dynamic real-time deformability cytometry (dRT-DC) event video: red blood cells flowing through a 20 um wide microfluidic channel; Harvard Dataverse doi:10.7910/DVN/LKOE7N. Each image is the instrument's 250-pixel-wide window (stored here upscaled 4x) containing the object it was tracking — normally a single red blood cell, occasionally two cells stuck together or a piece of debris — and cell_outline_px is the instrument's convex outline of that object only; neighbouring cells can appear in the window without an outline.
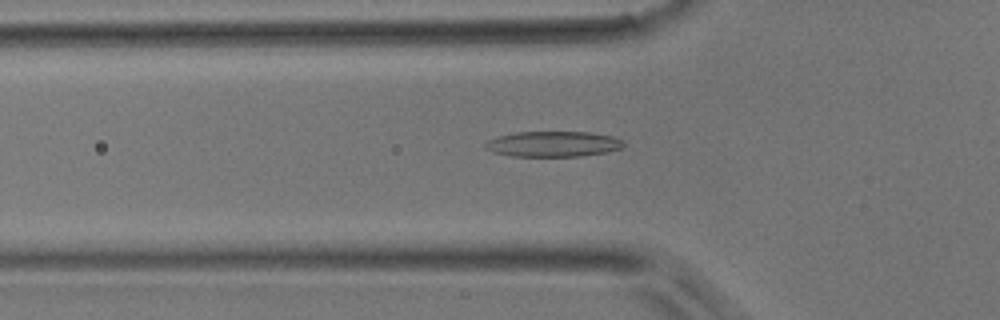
{"species": "common noctule bat (a hibernating species)", "species_latin": "Nyctalus noctula", "temperature_condition": "room temperature", "stored_images_in_passage": 42, "camera_frame_rate_fps": 3000, "um_per_image_px": 0.085, "animal": {"sex": "male", "body_mass_g": 17.9}, "frame": {"image": 1, "passage_image": 16, "time_ms": 5.0, "image_size_px": [1000, 320], "cell_outline_px": [[624, 144], [620, 148], [608, 152], [580, 156], [512, 156], [492, 152], [484, 148], [484, 144], [488, 140], [496, 136], [516, 132], [592, 132], [612, 136], [620, 140]], "centroid_in_image_um": [46.96, 12.24], "position_along_channel_um": 78.8, "area_um2": 20.58}}
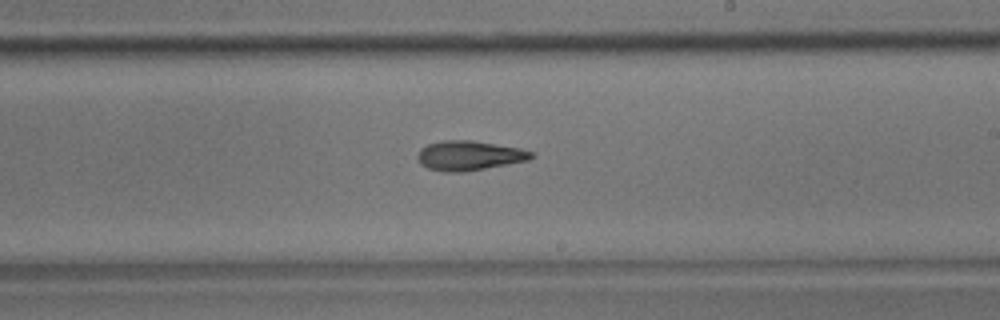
{"frame": {"image": 2, "passage_image": 28, "time_ms": 9.0, "image_size_px": [1000, 320], "cell_outline_px": [[536, 156], [528, 160], [508, 164], [464, 172], [444, 172], [428, 168], [420, 164], [416, 156], [420, 148], [428, 144], [444, 140], [472, 140], [520, 148], [532, 152]], "centroid_in_image_um": [39.86, 13.22], "position_along_channel_um": 249.1, "area_um2": 19.71}}
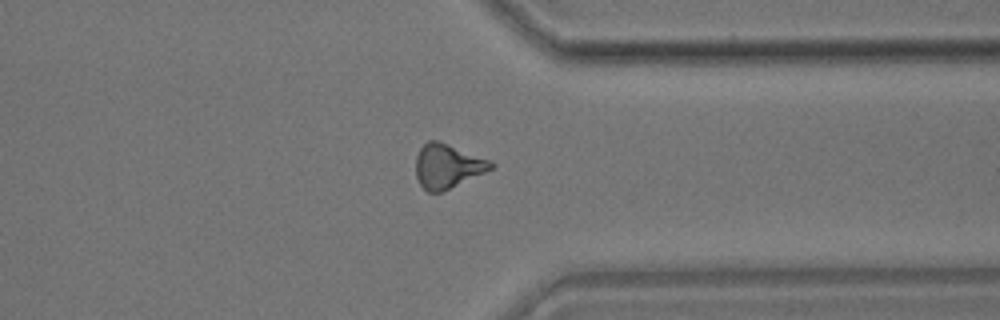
{"frame": {"image": 3, "passage_image": 37, "time_ms": 12.0, "image_size_px": [1000, 320], "cell_outline_px": [[496, 164], [492, 168], [484, 172], [440, 192], [428, 192], [420, 184], [416, 176], [416, 156], [420, 148], [428, 140], [436, 140], [448, 144], [492, 160]], "centroid_in_image_um": [38.03, 14.09], "position_along_channel_um": 373.4, "area_um2": 19.07}}